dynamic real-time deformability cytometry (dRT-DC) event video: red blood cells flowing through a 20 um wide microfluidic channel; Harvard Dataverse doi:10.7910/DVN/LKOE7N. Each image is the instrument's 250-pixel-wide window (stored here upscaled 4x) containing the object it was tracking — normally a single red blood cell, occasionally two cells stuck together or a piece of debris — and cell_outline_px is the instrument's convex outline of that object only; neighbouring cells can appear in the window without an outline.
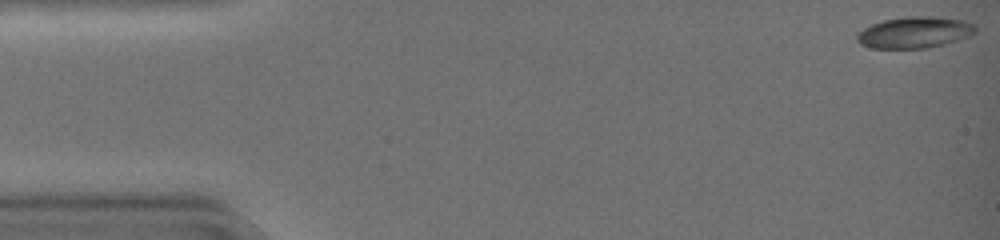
{"species": "common noctule bat (a hibernating species)", "species_latin": "Nyctalus noctula", "temperature_condition": "warm", "stored_images_in_passage": 43, "camera_frame_rate_fps": 3000, "um_per_image_px": 0.085, "animal": {"sex": "female", "body_mass_g": 19.0, "forearm_length_mm": 51.5}, "frame": {"image": 1, "passage_image": 1, "time_ms": 0.0, "image_size_px": [1000, 240], "cell_outline_px": [[976, 32], [968, 36], [944, 44], [928, 48], [872, 48], [860, 44], [856, 40], [856, 32], [872, 24], [884, 20], [904, 16], [932, 16], [964, 20], [976, 24]], "centroid_in_image_um": [77.72, 2.74], "position_along_channel_um": 7.3, "area_um2": 21.79}}
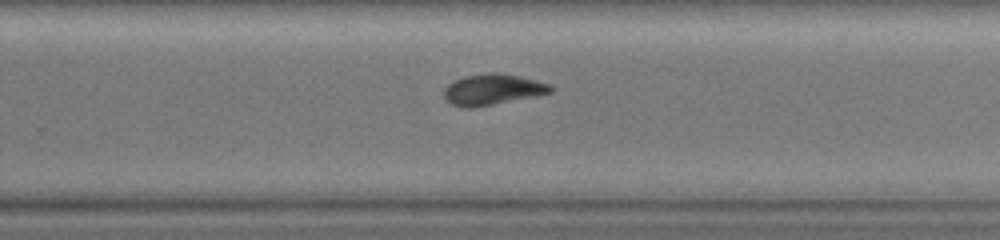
{"frame": {"image": 2, "passage_image": 30, "time_ms": 9.667, "image_size_px": [1000, 240], "cell_outline_px": [[552, 92], [536, 96], [472, 108], [464, 108], [452, 104], [444, 100], [444, 88], [448, 84], [464, 76], [496, 72], [520, 76], [536, 80], [548, 84], [552, 88]], "centroid_in_image_um": [41.84, 7.61], "position_along_channel_um": 288.0, "area_um2": 19.07}}
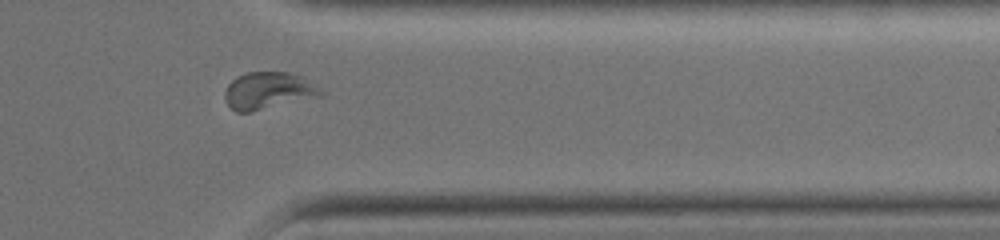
{"frame": {"image": 3, "passage_image": 37, "time_ms": 12.0, "image_size_px": [1000, 240], "cell_outline_px": [[324, 92], [320, 96], [252, 112], [236, 112], [224, 100], [224, 92], [228, 84], [232, 80], [248, 72], [288, 72], [300, 76], [308, 80]], "centroid_in_image_um": [22.77, 7.72], "position_along_channel_um": 388.6, "area_um2": 20.58}, "authors_computed_cell_mechanics": {"area_um2": 20.0566, "velocity_mm_per_s": 4.286, "shape_relaxation_time_tau1_ms": 2.8936, "shape_relaxation_time_tau2_ms": 6.8447, "deformation_change_tau1": 0.15, "deformation_change_tau2": 0.125}}